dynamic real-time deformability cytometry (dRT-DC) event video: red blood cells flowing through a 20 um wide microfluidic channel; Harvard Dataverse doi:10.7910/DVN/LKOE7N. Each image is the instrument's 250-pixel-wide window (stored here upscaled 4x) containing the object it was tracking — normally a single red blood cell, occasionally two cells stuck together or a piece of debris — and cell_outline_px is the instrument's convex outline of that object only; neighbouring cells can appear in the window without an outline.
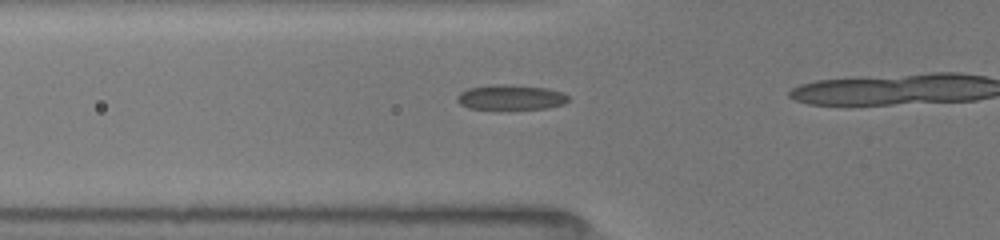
{"species": "common noctule bat (a hibernating species)", "species_latin": "Nyctalus noctula", "temperature_condition": "room temperature", "stored_images_in_passage": 25, "camera_frame_rate_fps": 3000, "um_per_image_px": 0.085, "animal": {"sex": "female", "body_mass_g": 19.5, "forearm_length_mm": 54.1}, "frame": {"image": 1, "passage_image": 15, "time_ms": 4.667, "image_size_px": [1000, 240], "cell_outline_px": [[568, 100], [564, 104], [548, 108], [468, 108], [460, 104], [456, 100], [456, 96], [460, 92], [468, 88], [496, 84], [512, 84], [548, 88], [564, 92], [568, 96]], "centroid_in_image_um": [43.43, 8.25], "position_along_channel_um": 82.4, "area_um2": 16.18}}
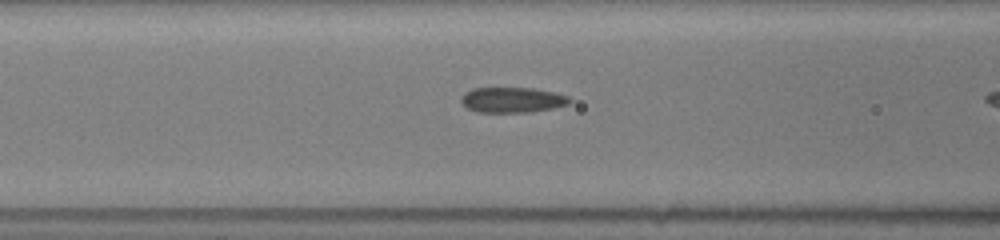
{"frame": {"image": 2, "passage_image": 18, "time_ms": 5.667, "image_size_px": [1000, 240], "cell_outline_px": [[572, 100], [568, 104], [552, 108], [532, 112], [476, 112], [468, 108], [460, 100], [460, 96], [464, 92], [472, 88], [532, 88], [552, 92], [568, 96]], "centroid_in_image_um": [43.51, 8.49], "position_along_channel_um": 123.1, "area_um2": 16.01}}